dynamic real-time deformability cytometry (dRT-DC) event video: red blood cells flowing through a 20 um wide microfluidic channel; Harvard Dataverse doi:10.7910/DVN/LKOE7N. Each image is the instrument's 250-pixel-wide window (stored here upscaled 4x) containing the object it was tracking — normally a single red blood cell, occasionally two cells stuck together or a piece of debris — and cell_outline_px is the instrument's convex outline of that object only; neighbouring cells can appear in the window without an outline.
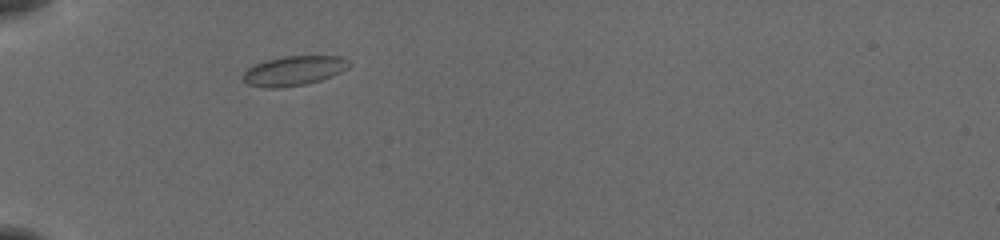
{"species": "common noctule bat (a hibernating species)", "species_latin": "Nyctalus noctula", "temperature_condition": "cold", "stored_images_in_passage": 2, "camera_frame_rate_fps": 3000, "um_per_image_px": 0.085, "animal": {"sex": "female", "body_mass_g": 19.5, "forearm_length_mm": 54.1}, "frame": {"image": 1, "passage_image": 1, "time_ms": 0.0, "image_size_px": [1000, 240], "cell_outline_px": [[348, 68], [332, 76], [308, 84], [280, 88], [264, 88], [248, 84], [244, 80], [244, 72], [248, 68], [264, 60], [284, 56], [340, 56], [348, 60]], "centroid_in_image_um": [24.97, 6.02], "position_along_channel_um": 60.0, "area_um2": 18.26}}